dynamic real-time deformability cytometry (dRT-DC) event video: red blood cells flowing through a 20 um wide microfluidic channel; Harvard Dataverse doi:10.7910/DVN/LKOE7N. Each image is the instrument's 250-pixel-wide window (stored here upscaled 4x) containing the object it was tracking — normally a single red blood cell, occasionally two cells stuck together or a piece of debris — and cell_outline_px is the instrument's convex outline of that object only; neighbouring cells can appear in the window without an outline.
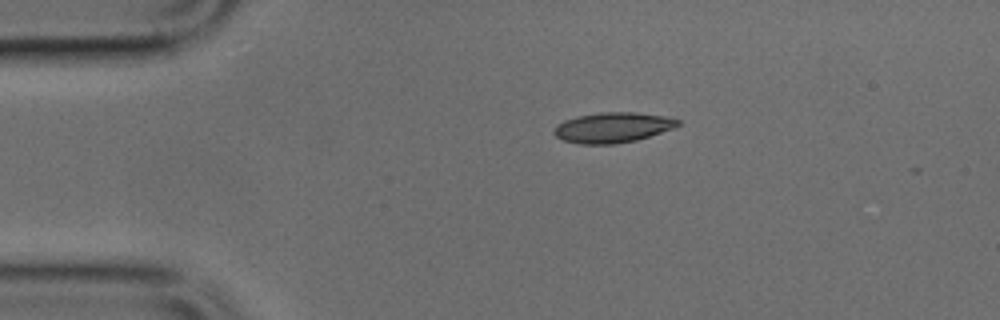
{"species": "common noctule bat (a hibernating species)", "species_latin": "Nyctalus noctula", "temperature_condition": "cold", "stored_images_in_passage": 3, "camera_frame_rate_fps": 3000, "um_per_image_px": 0.085, "animal": {"sex": "male", "body_mass_g": 17.9, "forearm_length_mm": 54.2}, "frame": {"image": 1, "passage_image": 1, "time_ms": 0.0, "image_size_px": [1000, 320], "cell_outline_px": [[680, 124], [672, 128], [636, 140], [616, 144], [580, 144], [564, 140], [556, 136], [552, 132], [556, 124], [564, 120], [576, 116], [600, 112], [636, 112], [664, 116], [680, 120]], "centroid_in_image_um": [52.03, 10.83], "position_along_channel_um": 33.0, "area_um2": 21.79}}